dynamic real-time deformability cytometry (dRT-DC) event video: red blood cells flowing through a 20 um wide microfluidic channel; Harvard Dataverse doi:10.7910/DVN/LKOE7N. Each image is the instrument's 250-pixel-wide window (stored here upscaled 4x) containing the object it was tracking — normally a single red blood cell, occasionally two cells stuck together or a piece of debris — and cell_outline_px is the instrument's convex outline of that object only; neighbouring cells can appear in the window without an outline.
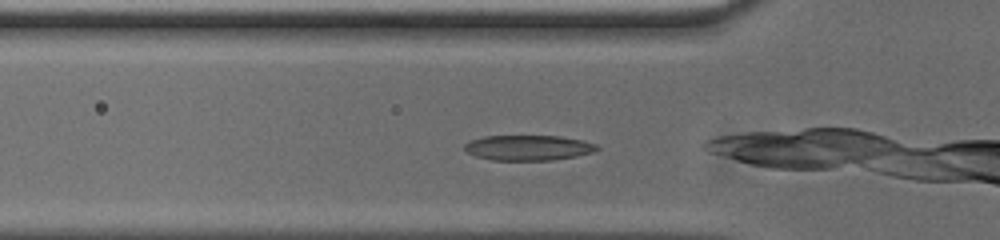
{"species": "common noctule bat (a hibernating species)", "species_latin": "Nyctalus noctula", "temperature_condition": "cold", "stored_images_in_passage": 15, "camera_frame_rate_fps": 3000, "um_per_image_px": 0.085, "animal": {"sex": "male", "body_mass_g": 20.0, "forearm_length_mm": 53.3}, "frame": {"image": 1, "passage_image": 7, "time_ms": 2.0, "image_size_px": [1000, 240], "cell_outline_px": [[600, 148], [592, 152], [576, 156], [552, 160], [492, 160], [476, 156], [468, 152], [464, 148], [464, 144], [468, 140], [484, 136], [560, 136], [580, 140], [596, 144]], "centroid_in_image_um": [44.87, 12.55], "position_along_channel_um": 80.9, "area_um2": 19.42}}
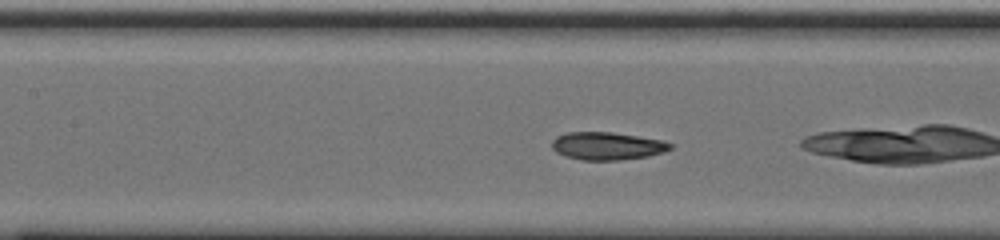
{"frame": {"image": 2, "passage_image": 13, "time_ms": 4.0, "image_size_px": [1000, 240], "cell_outline_px": [[672, 148], [664, 152], [648, 156], [620, 160], [580, 160], [564, 156], [556, 152], [552, 148], [552, 140], [556, 136], [568, 132], [612, 132], [664, 140], [672, 144]], "centroid_in_image_um": [51.6, 12.41], "position_along_channel_um": 155.8, "area_um2": 19.31}}